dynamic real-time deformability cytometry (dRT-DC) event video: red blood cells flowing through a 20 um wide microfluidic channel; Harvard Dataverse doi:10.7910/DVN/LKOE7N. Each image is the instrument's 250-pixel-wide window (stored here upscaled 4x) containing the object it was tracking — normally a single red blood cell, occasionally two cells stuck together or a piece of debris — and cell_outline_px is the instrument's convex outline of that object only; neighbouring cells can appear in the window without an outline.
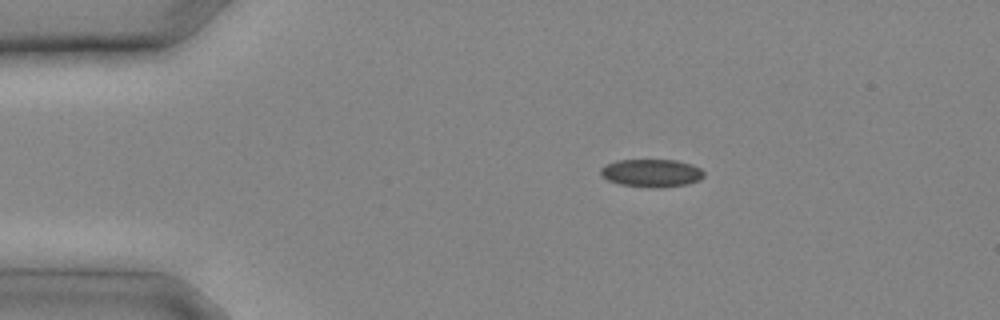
{"species": "common noctule bat (a hibernating species)", "species_latin": "Nyctalus noctula", "temperature_condition": "cold", "stored_images_in_passage": 21, "camera_frame_rate_fps": 3000, "um_per_image_px": 0.085, "animal": {"sex": "male", "body_mass_g": 20.4}, "frame": {"image": 1, "passage_image": 1, "time_ms": 0.0, "image_size_px": [1000, 320], "cell_outline_px": [[704, 176], [700, 180], [688, 184], [660, 188], [648, 188], [620, 184], [608, 180], [600, 172], [600, 168], [616, 160], [676, 160], [692, 164], [700, 168], [704, 172]], "centroid_in_image_um": [55.42, 14.71], "position_along_channel_um": 29.6, "area_um2": 16.88}}
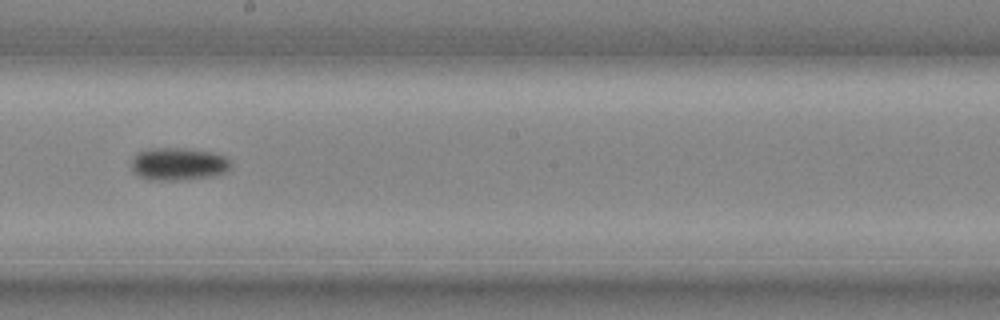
{"frame": {"image": 2, "passage_image": 11, "time_ms": 3.333, "image_size_px": [1000, 320], "cell_outline_px": [[232, 164], [228, 172], [216, 176], [184, 180], [148, 180], [136, 176], [132, 172], [132, 156], [136, 152], [152, 148], [184, 148], [212, 152], [224, 156]], "centroid_in_image_um": [15.14, 13.95], "position_along_channel_um": 233.1, "area_um2": 19.42}}
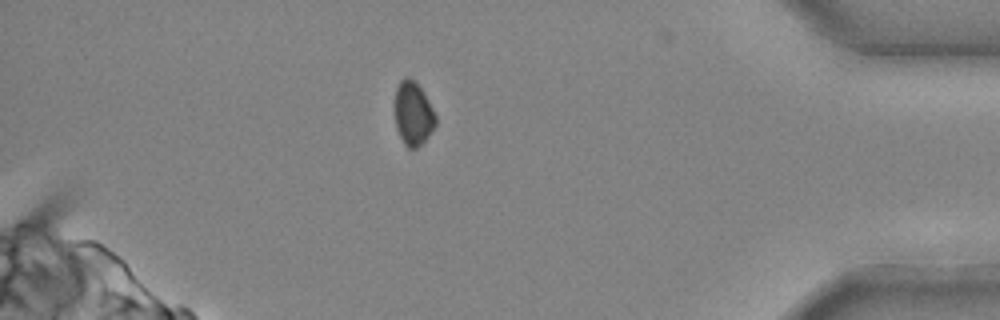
{"frame": {"image": 3, "passage_image": 19, "time_ms": 6.0, "image_size_px": [1000, 320], "cell_outline_px": [[436, 124], [428, 136], [416, 148], [408, 148], [404, 144], [400, 136], [396, 124], [392, 108], [392, 104], [396, 88], [400, 80], [404, 76], [408, 76], [424, 92], [436, 116]], "centroid_in_image_um": [35.06, 9.62], "position_along_channel_um": 400.1, "area_um2": 15.37}}